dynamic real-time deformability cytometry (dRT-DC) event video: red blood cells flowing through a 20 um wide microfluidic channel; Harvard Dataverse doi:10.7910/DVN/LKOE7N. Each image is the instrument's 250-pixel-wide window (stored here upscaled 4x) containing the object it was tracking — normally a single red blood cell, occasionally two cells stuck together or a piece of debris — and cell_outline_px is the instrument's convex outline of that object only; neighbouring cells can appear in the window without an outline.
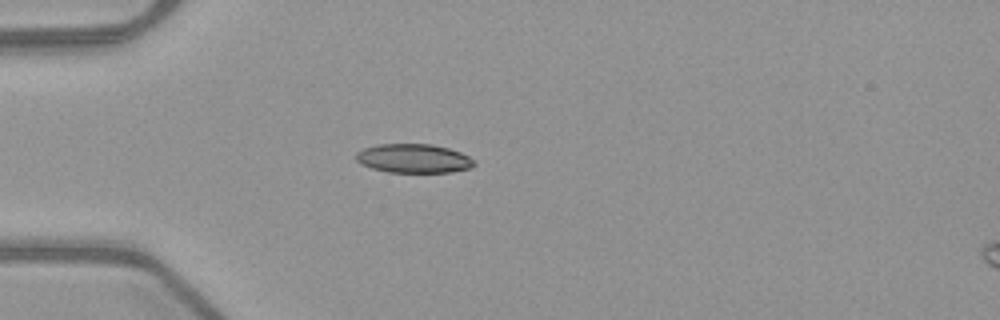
{"species": "common noctule bat (a hibernating species)", "species_latin": "Nyctalus noctula", "temperature_condition": "warm", "stored_images_in_passage": 38, "camera_frame_rate_fps": 3000, "um_per_image_px": 0.085, "animal": {"sex": "female", "body_mass_g": 21.9}, "frame": {"image": 1, "passage_image": 1, "time_ms": 0.0, "image_size_px": [1000, 320], "cell_outline_px": [[476, 164], [468, 168], [452, 172], [388, 172], [372, 168], [360, 164], [356, 160], [356, 152], [364, 148], [376, 144], [432, 144], [448, 148], [460, 152], [476, 160]], "centroid_in_image_um": [35.15, 13.46], "position_along_channel_um": 49.9, "area_um2": 20.0}}
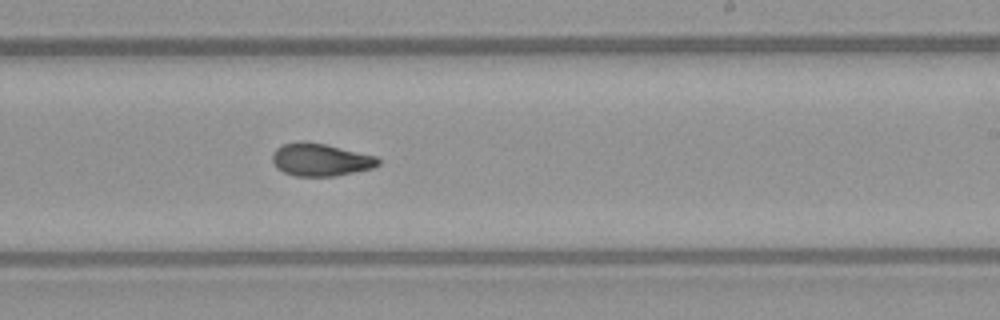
{"frame": {"image": 2, "passage_image": 18, "time_ms": 5.667, "image_size_px": [1000, 320], "cell_outline_px": [[380, 164], [372, 168], [336, 176], [296, 176], [284, 172], [276, 168], [272, 160], [272, 152], [276, 148], [284, 144], [324, 144], [376, 156], [380, 160]], "centroid_in_image_um": [27.26, 13.62], "position_along_channel_um": 261.7, "area_um2": 19.54}}
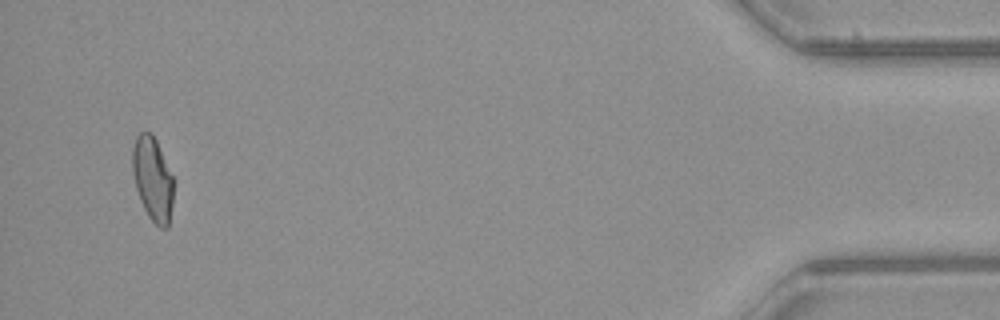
{"frame": {"image": 3, "passage_image": 36, "time_ms": 11.667, "image_size_px": [1000, 320], "cell_outline_px": [[176, 180], [168, 228], [160, 228], [148, 216], [140, 200], [136, 188], [132, 172], [132, 148], [136, 136], [140, 132], [152, 132]], "centroid_in_image_um": [13.0, 15.19], "position_along_channel_um": 422.2, "area_um2": 20.58}, "authors_computed_cell_mechanics": {"area_um2": 20.3167, "velocity_mm_per_s": 3.9962, "shape_relaxation_time_tau1_ms": null, "shape_relaxation_time_tau2_ms": 3.4456, "deformation_change_tau1": null, "deformation_change_tau2": 0.0956}}